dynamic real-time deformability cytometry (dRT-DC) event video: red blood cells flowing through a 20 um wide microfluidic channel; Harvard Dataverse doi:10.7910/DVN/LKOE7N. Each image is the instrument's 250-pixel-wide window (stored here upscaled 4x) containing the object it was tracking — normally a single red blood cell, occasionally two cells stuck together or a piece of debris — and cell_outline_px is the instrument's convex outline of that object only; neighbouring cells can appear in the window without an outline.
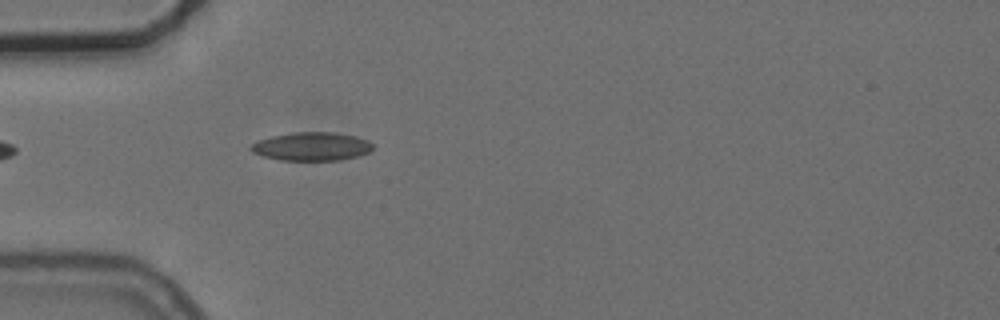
{"species": "common noctule bat (a hibernating species)", "species_latin": "Nyctalus noctula", "temperature_condition": "cold", "stored_images_in_passage": 36, "camera_frame_rate_fps": 3000, "um_per_image_px": 0.085, "animal": {"sex": "female", "body_mass_g": 24.6, "forearm_length_mm": 56.2}, "frame": {"image": 1, "passage_image": 1, "time_ms": 0.0, "image_size_px": [1000, 320], "cell_outline_px": [[372, 148], [368, 152], [356, 156], [340, 160], [280, 160], [264, 156], [252, 152], [248, 148], [252, 144], [260, 140], [272, 136], [292, 132], [336, 132], [356, 136], [368, 140], [372, 144]], "centroid_in_image_um": [26.48, 12.44], "position_along_channel_um": 58.5, "area_um2": 20.11}, "authors_computed_cell_mechanics": {"area_um2": 18.6116, "velocity_mm_per_s": 3.7311, "shape_relaxation_time_tau1_ms": 2.6324, "shape_relaxation_time_tau2_ms": 2.0241, "deformation_change_tau1": 0.1156, "deformation_change_tau2": 0.0979}}